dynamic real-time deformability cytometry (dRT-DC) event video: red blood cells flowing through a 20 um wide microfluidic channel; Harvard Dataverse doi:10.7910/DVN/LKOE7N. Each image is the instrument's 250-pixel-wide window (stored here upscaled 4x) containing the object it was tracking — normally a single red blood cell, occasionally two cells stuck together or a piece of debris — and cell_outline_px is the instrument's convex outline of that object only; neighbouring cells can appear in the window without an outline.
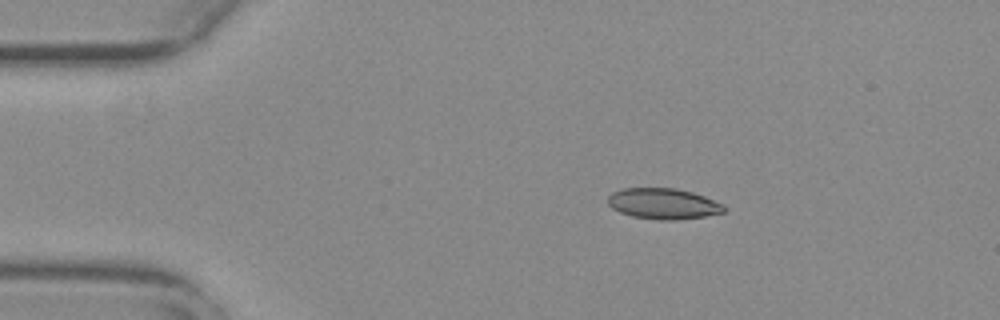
{"species": "common noctule bat (a hibernating species)", "species_latin": "Nyctalus noctula", "temperature_condition": "warm", "stored_images_in_passage": 42, "camera_frame_rate_fps": 3000, "um_per_image_px": 0.085, "animal": {"sex": "female", "body_mass_g": 29.2, "forearm_length_mm": 56.3}, "frame": {"image": 1, "passage_image": 1, "time_ms": 0.0, "image_size_px": [1000, 320], "cell_outline_px": [[724, 212], [704, 216], [676, 220], [660, 220], [632, 216], [620, 212], [612, 208], [608, 204], [608, 196], [612, 192], [620, 188], [676, 188], [692, 192], [704, 196], [724, 204]], "centroid_in_image_um": [56.36, 17.3], "position_along_channel_um": 28.6, "area_um2": 20.87}}
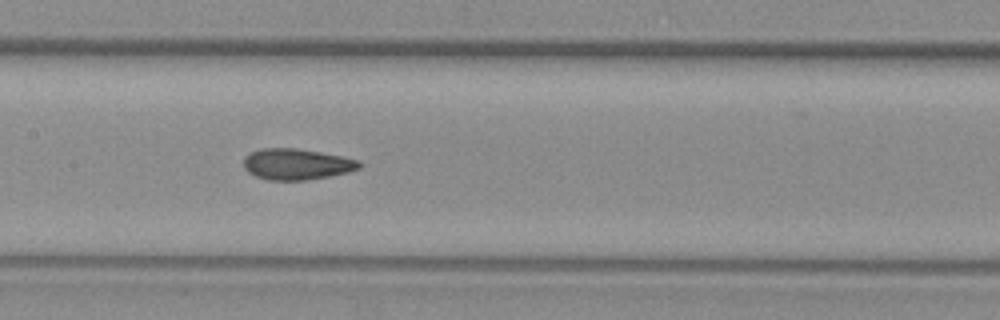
{"frame": {"image": 2, "passage_image": 18, "time_ms": 5.667, "image_size_px": [1000, 320], "cell_outline_px": [[364, 164], [360, 168], [348, 172], [308, 180], [268, 180], [256, 176], [248, 172], [244, 168], [244, 156], [248, 152], [260, 148], [296, 148], [320, 152], [360, 160]], "centroid_in_image_um": [25.2, 13.95], "position_along_channel_um": 182.2, "area_um2": 21.1}}
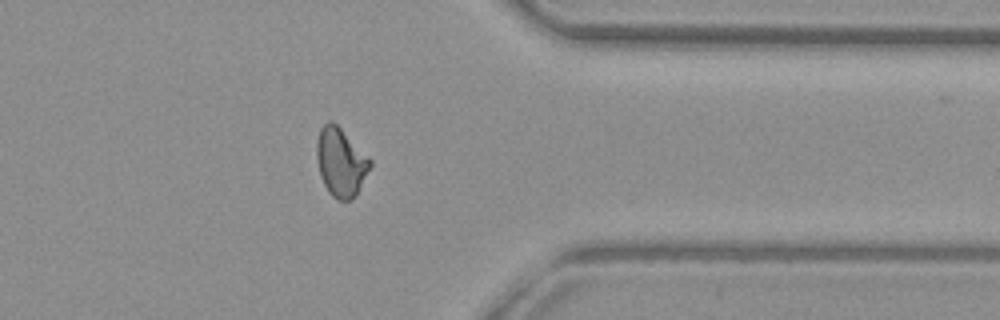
{"frame": {"image": 3, "passage_image": 35, "time_ms": 11.333, "image_size_px": [1000, 320], "cell_outline_px": [[372, 164], [356, 196], [348, 200], [336, 200], [328, 192], [320, 176], [316, 156], [316, 140], [320, 128], [328, 120], [332, 120], [372, 160]], "centroid_in_image_um": [28.95, 13.79], "position_along_channel_um": 382.5, "area_um2": 21.39}, "authors_computed_cell_mechanics": {"area_um2": 20.9525, "velocity_mm_per_s": 3.7521, "shape_relaxation_time_tau1_ms": null, "shape_relaxation_time_tau2_ms": 1.2302, "deformation_change_tau1": null, "deformation_change_tau2": 0.0617}}